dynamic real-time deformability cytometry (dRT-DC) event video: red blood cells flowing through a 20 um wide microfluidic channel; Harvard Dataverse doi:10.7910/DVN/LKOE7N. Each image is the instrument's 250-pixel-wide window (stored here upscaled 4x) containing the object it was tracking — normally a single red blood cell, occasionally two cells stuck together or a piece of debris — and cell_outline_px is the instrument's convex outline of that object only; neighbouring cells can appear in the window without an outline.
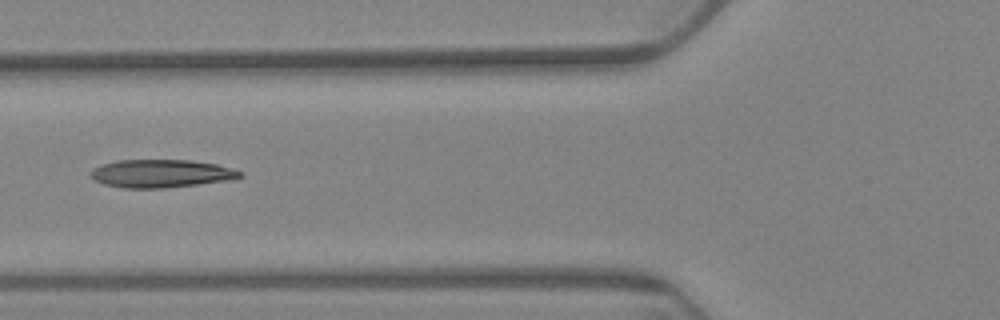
{"species": "Egyptian fruit bat (a non-hibernating species)", "species_latin": "Rousettus aegyptiacus", "temperature_condition": "warm", "stored_images_in_passage": 12, "camera_frame_rate_fps": 3000, "um_per_image_px": 0.085, "animal": {"sex": "female"}, "frame": {"image": 1, "passage_image": 6, "time_ms": 7.0, "image_size_px": [1000, 320], "cell_outline_px": [[244, 176], [236, 180], [164, 188], [124, 188], [104, 184], [88, 176], [100, 164], [116, 160], [192, 160], [216, 164], [244, 172]], "centroid_in_image_um": [13.76, 14.75], "position_along_channel_um": 112.0, "area_um2": 24.62}}
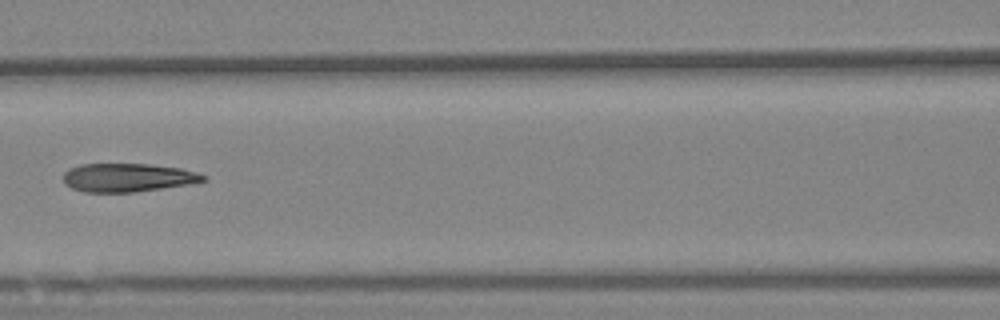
{"frame": {"image": 2, "passage_image": 7, "time_ms": 8.333, "image_size_px": [1000, 320], "cell_outline_px": [[208, 180], [188, 184], [136, 192], [84, 192], [72, 188], [64, 184], [64, 172], [68, 168], [80, 164], [148, 164], [180, 168], [196, 172], [208, 176]], "centroid_in_image_um": [10.85, 15.09], "position_along_channel_um": 155.8, "area_um2": 23.29}}
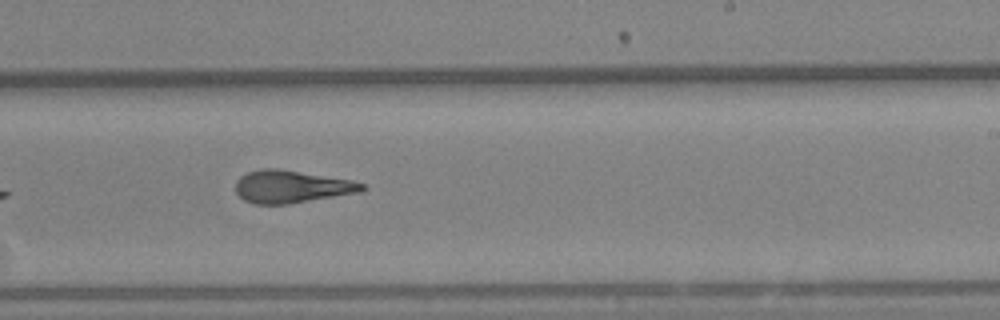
{"frame": {"image": 3, "passage_image": 10, "time_ms": 11.667, "image_size_px": [1000, 320], "cell_outline_px": [[368, 188], [364, 192], [288, 204], [256, 204], [244, 200], [236, 192], [236, 180], [240, 176], [248, 172], [264, 168], [276, 168], [352, 180], [364, 184]], "centroid_in_image_um": [24.82, 15.87], "position_along_channel_um": 264.2, "area_um2": 24.1}}